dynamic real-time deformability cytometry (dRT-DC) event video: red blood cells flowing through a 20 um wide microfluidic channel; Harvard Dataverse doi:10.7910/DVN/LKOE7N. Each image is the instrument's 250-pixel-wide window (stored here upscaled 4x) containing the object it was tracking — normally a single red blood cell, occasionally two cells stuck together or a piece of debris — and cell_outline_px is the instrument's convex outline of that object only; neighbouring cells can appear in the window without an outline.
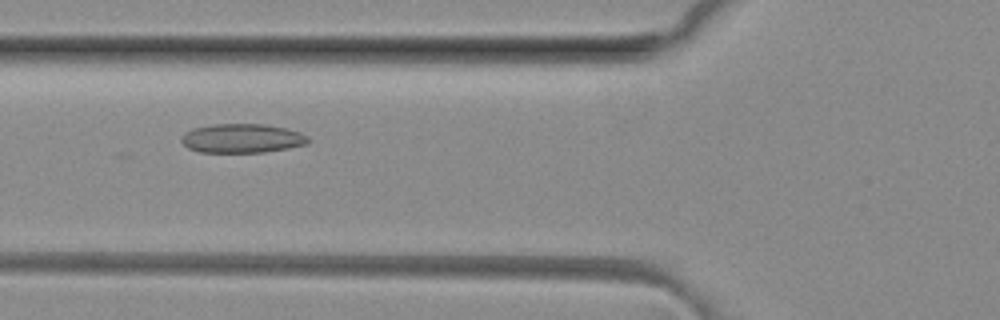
{"species": "common noctule bat (a hibernating species)", "species_latin": "Nyctalus noctula", "temperature_condition": "room temperature", "stored_images_in_passage": 44, "camera_frame_rate_fps": 3000, "um_per_image_px": 0.085, "animal": {"sex": "female", "body_mass_g": 29.2, "forearm_length_mm": 56.3}, "frame": {"image": 1, "passage_image": 13, "time_ms": 4.0, "image_size_px": [1000, 320], "cell_outline_px": [[312, 140], [308, 144], [288, 148], [264, 152], [200, 152], [188, 148], [180, 140], [184, 132], [192, 128], [216, 124], [264, 124], [288, 128], [300, 132], [308, 136]], "centroid_in_image_um": [20.61, 11.75], "position_along_channel_um": 105.2, "area_um2": 21.68}}
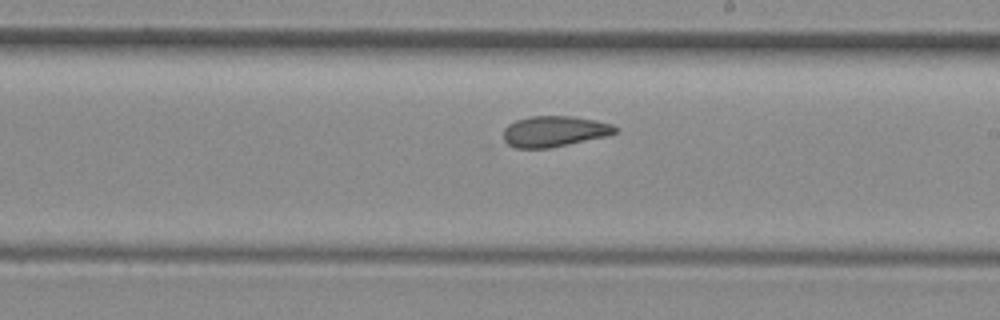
{"frame": {"image": 2, "passage_image": 23, "time_ms": 7.333, "image_size_px": [1000, 320], "cell_outline_px": [[620, 128], [616, 132], [608, 136], [548, 148], [516, 148], [508, 144], [504, 140], [504, 128], [508, 124], [516, 120], [532, 116], [572, 116], [596, 120], [612, 124]], "centroid_in_image_um": [47.14, 11.16], "position_along_channel_um": 241.9, "area_um2": 20.11}}
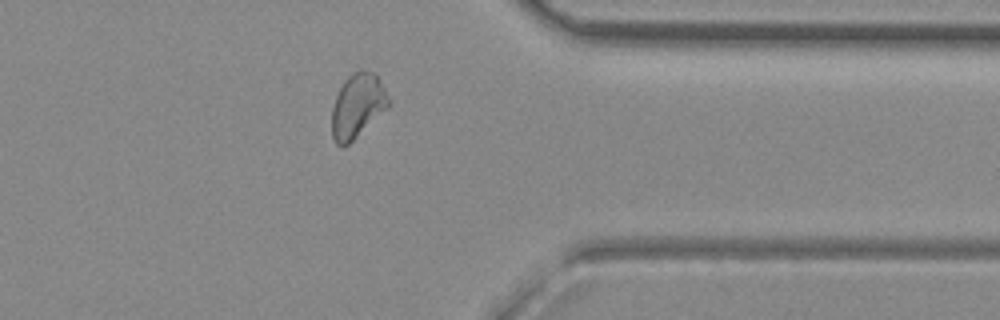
{"frame": {"image": 3, "passage_image": 34, "time_ms": 11.0, "image_size_px": [1000, 320], "cell_outline_px": [[392, 104], [388, 108], [348, 144], [336, 144], [332, 136], [332, 108], [336, 96], [344, 80], [348, 76], [360, 68], [372, 72], [376, 76], [384, 88]], "centroid_in_image_um": [30.4, 8.97], "position_along_channel_um": 381.0, "area_um2": 20.98}, "authors_computed_cell_mechanics": {"area_um2": 21.2126, "velocity_mm_per_s": 4.1025, "shape_relaxation_time_tau1_ms": null, "shape_relaxation_time_tau2_ms": 2.4439, "deformation_change_tau1": null, "deformation_change_tau2": 0.0868}}